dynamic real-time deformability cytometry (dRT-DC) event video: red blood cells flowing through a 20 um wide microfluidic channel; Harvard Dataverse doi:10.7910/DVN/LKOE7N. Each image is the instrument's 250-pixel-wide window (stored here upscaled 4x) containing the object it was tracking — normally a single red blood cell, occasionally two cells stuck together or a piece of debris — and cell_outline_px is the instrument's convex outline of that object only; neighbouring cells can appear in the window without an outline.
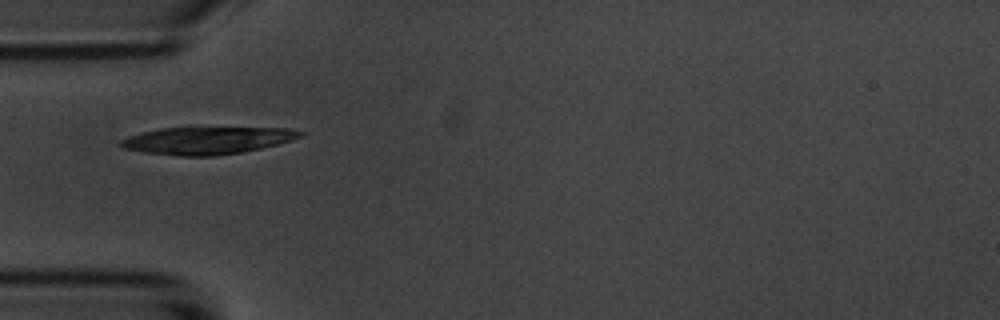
{"species": "common noctule bat (a hibernating species)", "species_latin": "Nyctalus noctula", "temperature_condition": "room temperature", "stored_images_in_passage": 30, "camera_frame_rate_fps": 3000, "um_per_image_px": 0.085, "animal": {"sex": "male", "body_mass_g": 20.1, "forearm_length_mm": 53.5}, "frame": {"image": 1, "passage_image": 1, "time_ms": 0.0, "image_size_px": [1000, 320], "cell_outline_px": [[308, 132], [304, 136], [292, 140], [260, 148], [240, 152], [212, 156], [184, 156], [144, 152], [124, 148], [120, 144], [120, 140], [128, 136], [140, 132], [160, 128], [288, 128]], "centroid_in_image_um": [17.63, 11.93], "position_along_channel_um": 67.4, "area_um2": 28.38}}
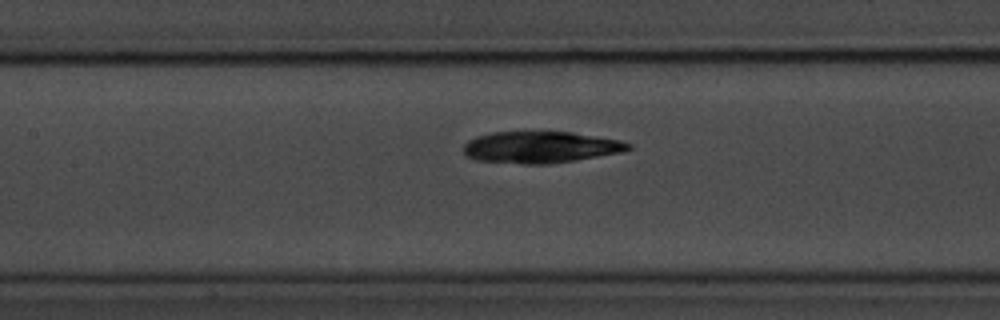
{"frame": {"image": 2, "passage_image": 9, "time_ms": 2.667, "image_size_px": [1000, 320], "cell_outline_px": [[632, 148], [620, 152], [576, 160], [548, 164], [524, 164], [476, 160], [464, 156], [464, 144], [468, 140], [476, 136], [492, 132], [572, 132], [620, 140], [632, 144]], "centroid_in_image_um": [45.91, 12.51], "position_along_channel_um": 161.5, "area_um2": 30.35}}
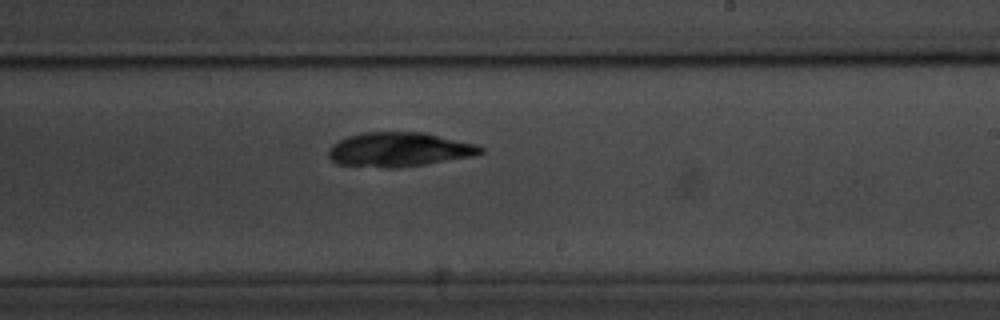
{"frame": {"image": 3, "passage_image": 17, "time_ms": 5.333, "image_size_px": [1000, 320], "cell_outline_px": [[484, 152], [472, 156], [400, 168], [384, 168], [336, 164], [328, 156], [328, 148], [332, 144], [348, 136], [360, 132], [424, 132], [476, 144], [484, 148]], "centroid_in_image_um": [33.89, 12.71], "position_along_channel_um": 255.1, "area_um2": 30.52}}